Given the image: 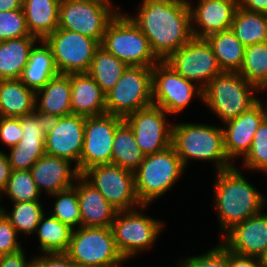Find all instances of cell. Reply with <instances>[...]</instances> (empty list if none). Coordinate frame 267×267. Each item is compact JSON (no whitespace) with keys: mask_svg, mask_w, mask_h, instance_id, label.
I'll return each instance as SVG.
<instances>
[{"mask_svg":"<svg viewBox=\"0 0 267 267\" xmlns=\"http://www.w3.org/2000/svg\"><path fill=\"white\" fill-rule=\"evenodd\" d=\"M139 13L129 16L148 38L154 54L165 60L193 38L187 0H142Z\"/></svg>","mask_w":267,"mask_h":267,"instance_id":"cell-1","label":"cell"},{"mask_svg":"<svg viewBox=\"0 0 267 267\" xmlns=\"http://www.w3.org/2000/svg\"><path fill=\"white\" fill-rule=\"evenodd\" d=\"M214 191V205L222 235L234 225L261 213L267 204L265 196L246 180L236 166L217 171Z\"/></svg>","mask_w":267,"mask_h":267,"instance_id":"cell-2","label":"cell"},{"mask_svg":"<svg viewBox=\"0 0 267 267\" xmlns=\"http://www.w3.org/2000/svg\"><path fill=\"white\" fill-rule=\"evenodd\" d=\"M171 145L185 168L190 159L212 161L216 164V172L234 166L224 149L222 127L207 124L174 123Z\"/></svg>","mask_w":267,"mask_h":267,"instance_id":"cell-3","label":"cell"},{"mask_svg":"<svg viewBox=\"0 0 267 267\" xmlns=\"http://www.w3.org/2000/svg\"><path fill=\"white\" fill-rule=\"evenodd\" d=\"M258 90L238 72H222L202 89V100L224 123L255 106Z\"/></svg>","mask_w":267,"mask_h":267,"instance_id":"cell-4","label":"cell"},{"mask_svg":"<svg viewBox=\"0 0 267 267\" xmlns=\"http://www.w3.org/2000/svg\"><path fill=\"white\" fill-rule=\"evenodd\" d=\"M184 170L186 168L172 145L145 156L134 171L135 190L140 203L149 205L164 195L180 179Z\"/></svg>","mask_w":267,"mask_h":267,"instance_id":"cell-5","label":"cell"},{"mask_svg":"<svg viewBox=\"0 0 267 267\" xmlns=\"http://www.w3.org/2000/svg\"><path fill=\"white\" fill-rule=\"evenodd\" d=\"M100 45L128 66L153 67L160 61L148 38L126 13L120 11L109 22Z\"/></svg>","mask_w":267,"mask_h":267,"instance_id":"cell-6","label":"cell"},{"mask_svg":"<svg viewBox=\"0 0 267 267\" xmlns=\"http://www.w3.org/2000/svg\"><path fill=\"white\" fill-rule=\"evenodd\" d=\"M66 254L76 266L122 267L126 261L116 247L111 227L73 229Z\"/></svg>","mask_w":267,"mask_h":267,"instance_id":"cell-7","label":"cell"},{"mask_svg":"<svg viewBox=\"0 0 267 267\" xmlns=\"http://www.w3.org/2000/svg\"><path fill=\"white\" fill-rule=\"evenodd\" d=\"M105 104L107 114L122 118L152 105V67L128 66L105 93Z\"/></svg>","mask_w":267,"mask_h":267,"instance_id":"cell-8","label":"cell"},{"mask_svg":"<svg viewBox=\"0 0 267 267\" xmlns=\"http://www.w3.org/2000/svg\"><path fill=\"white\" fill-rule=\"evenodd\" d=\"M147 206L141 205L140 212L135 208L118 211L112 222L111 229L116 247L126 261L144 249H150L164 228L160 220L145 216L141 212Z\"/></svg>","mask_w":267,"mask_h":267,"instance_id":"cell-9","label":"cell"},{"mask_svg":"<svg viewBox=\"0 0 267 267\" xmlns=\"http://www.w3.org/2000/svg\"><path fill=\"white\" fill-rule=\"evenodd\" d=\"M117 13L110 0H61L58 28L89 36L101 44Z\"/></svg>","mask_w":267,"mask_h":267,"instance_id":"cell-10","label":"cell"},{"mask_svg":"<svg viewBox=\"0 0 267 267\" xmlns=\"http://www.w3.org/2000/svg\"><path fill=\"white\" fill-rule=\"evenodd\" d=\"M44 41L51 48L59 74L87 73L100 43L83 34L57 28Z\"/></svg>","mask_w":267,"mask_h":267,"instance_id":"cell-11","label":"cell"},{"mask_svg":"<svg viewBox=\"0 0 267 267\" xmlns=\"http://www.w3.org/2000/svg\"><path fill=\"white\" fill-rule=\"evenodd\" d=\"M185 79L164 60L152 67L153 104L163 108L168 114L181 113L193 96L202 99L201 87Z\"/></svg>","mask_w":267,"mask_h":267,"instance_id":"cell-12","label":"cell"},{"mask_svg":"<svg viewBox=\"0 0 267 267\" xmlns=\"http://www.w3.org/2000/svg\"><path fill=\"white\" fill-rule=\"evenodd\" d=\"M82 176L100 191L117 211L140 209L142 204L136 194L134 172L111 163L93 166Z\"/></svg>","mask_w":267,"mask_h":267,"instance_id":"cell-13","label":"cell"},{"mask_svg":"<svg viewBox=\"0 0 267 267\" xmlns=\"http://www.w3.org/2000/svg\"><path fill=\"white\" fill-rule=\"evenodd\" d=\"M178 74L202 89L222 73L211 45L206 39L192 38L165 60ZM201 82V83H200Z\"/></svg>","mask_w":267,"mask_h":267,"instance_id":"cell-14","label":"cell"},{"mask_svg":"<svg viewBox=\"0 0 267 267\" xmlns=\"http://www.w3.org/2000/svg\"><path fill=\"white\" fill-rule=\"evenodd\" d=\"M124 118L103 114L85 117L84 142L79 160V174L87 169L112 163V144L117 127Z\"/></svg>","mask_w":267,"mask_h":267,"instance_id":"cell-15","label":"cell"},{"mask_svg":"<svg viewBox=\"0 0 267 267\" xmlns=\"http://www.w3.org/2000/svg\"><path fill=\"white\" fill-rule=\"evenodd\" d=\"M166 115L167 112L163 108L152 104L124 118L145 156L171 146L173 123L166 122Z\"/></svg>","mask_w":267,"mask_h":267,"instance_id":"cell-16","label":"cell"},{"mask_svg":"<svg viewBox=\"0 0 267 267\" xmlns=\"http://www.w3.org/2000/svg\"><path fill=\"white\" fill-rule=\"evenodd\" d=\"M85 117L70 114L49 119L45 138V153L75 162L79 172V160L84 142Z\"/></svg>","mask_w":267,"mask_h":267,"instance_id":"cell-17","label":"cell"},{"mask_svg":"<svg viewBox=\"0 0 267 267\" xmlns=\"http://www.w3.org/2000/svg\"><path fill=\"white\" fill-rule=\"evenodd\" d=\"M224 234L221 243L231 252L261 258L267 250V214L249 217Z\"/></svg>","mask_w":267,"mask_h":267,"instance_id":"cell-18","label":"cell"},{"mask_svg":"<svg viewBox=\"0 0 267 267\" xmlns=\"http://www.w3.org/2000/svg\"><path fill=\"white\" fill-rule=\"evenodd\" d=\"M188 3L192 34L198 39H206L209 35L230 29L238 8L237 0H199L194 8L191 2Z\"/></svg>","mask_w":267,"mask_h":267,"instance_id":"cell-19","label":"cell"},{"mask_svg":"<svg viewBox=\"0 0 267 267\" xmlns=\"http://www.w3.org/2000/svg\"><path fill=\"white\" fill-rule=\"evenodd\" d=\"M265 119L263 103L259 101L255 106L243 112L237 118L224 122V149L231 161L237 157H245L250 151L254 134Z\"/></svg>","mask_w":267,"mask_h":267,"instance_id":"cell-20","label":"cell"},{"mask_svg":"<svg viewBox=\"0 0 267 267\" xmlns=\"http://www.w3.org/2000/svg\"><path fill=\"white\" fill-rule=\"evenodd\" d=\"M72 163L65 158L43 155L30 168L36 186L41 193L43 189L49 195L73 187V182L80 175L77 168H70Z\"/></svg>","mask_w":267,"mask_h":267,"instance_id":"cell-21","label":"cell"},{"mask_svg":"<svg viewBox=\"0 0 267 267\" xmlns=\"http://www.w3.org/2000/svg\"><path fill=\"white\" fill-rule=\"evenodd\" d=\"M75 182L73 187L77 190L82 226L111 227L118 211L81 174Z\"/></svg>","mask_w":267,"mask_h":267,"instance_id":"cell-22","label":"cell"},{"mask_svg":"<svg viewBox=\"0 0 267 267\" xmlns=\"http://www.w3.org/2000/svg\"><path fill=\"white\" fill-rule=\"evenodd\" d=\"M72 114L92 117L106 114L105 93L88 73H72Z\"/></svg>","mask_w":267,"mask_h":267,"instance_id":"cell-23","label":"cell"},{"mask_svg":"<svg viewBox=\"0 0 267 267\" xmlns=\"http://www.w3.org/2000/svg\"><path fill=\"white\" fill-rule=\"evenodd\" d=\"M35 111L46 119L72 114L70 76L58 74L35 92ZM39 95L41 98H39ZM38 100L40 102H38ZM39 103V104H38ZM38 105V106H37Z\"/></svg>","mask_w":267,"mask_h":267,"instance_id":"cell-24","label":"cell"},{"mask_svg":"<svg viewBox=\"0 0 267 267\" xmlns=\"http://www.w3.org/2000/svg\"><path fill=\"white\" fill-rule=\"evenodd\" d=\"M61 0H23L22 9L30 35L44 40L58 28Z\"/></svg>","mask_w":267,"mask_h":267,"instance_id":"cell-25","label":"cell"},{"mask_svg":"<svg viewBox=\"0 0 267 267\" xmlns=\"http://www.w3.org/2000/svg\"><path fill=\"white\" fill-rule=\"evenodd\" d=\"M38 40L35 36H23L0 41V80L20 79Z\"/></svg>","mask_w":267,"mask_h":267,"instance_id":"cell-26","label":"cell"},{"mask_svg":"<svg viewBox=\"0 0 267 267\" xmlns=\"http://www.w3.org/2000/svg\"><path fill=\"white\" fill-rule=\"evenodd\" d=\"M35 91L20 79L0 80V116L23 117L35 112Z\"/></svg>","mask_w":267,"mask_h":267,"instance_id":"cell-27","label":"cell"},{"mask_svg":"<svg viewBox=\"0 0 267 267\" xmlns=\"http://www.w3.org/2000/svg\"><path fill=\"white\" fill-rule=\"evenodd\" d=\"M40 45L31 49L29 60L23 69L20 80L35 92L43 88L51 78L57 76L59 72L54 63L51 48L44 40H39Z\"/></svg>","mask_w":267,"mask_h":267,"instance_id":"cell-28","label":"cell"},{"mask_svg":"<svg viewBox=\"0 0 267 267\" xmlns=\"http://www.w3.org/2000/svg\"><path fill=\"white\" fill-rule=\"evenodd\" d=\"M206 40L211 45L222 72H239L246 47L231 29L209 35Z\"/></svg>","mask_w":267,"mask_h":267,"instance_id":"cell-29","label":"cell"},{"mask_svg":"<svg viewBox=\"0 0 267 267\" xmlns=\"http://www.w3.org/2000/svg\"><path fill=\"white\" fill-rule=\"evenodd\" d=\"M112 164L134 172L144 160L130 126L123 121L116 129L112 144Z\"/></svg>","mask_w":267,"mask_h":267,"instance_id":"cell-30","label":"cell"},{"mask_svg":"<svg viewBox=\"0 0 267 267\" xmlns=\"http://www.w3.org/2000/svg\"><path fill=\"white\" fill-rule=\"evenodd\" d=\"M231 31L246 47L267 41V15L265 13L237 8Z\"/></svg>","mask_w":267,"mask_h":267,"instance_id":"cell-31","label":"cell"},{"mask_svg":"<svg viewBox=\"0 0 267 267\" xmlns=\"http://www.w3.org/2000/svg\"><path fill=\"white\" fill-rule=\"evenodd\" d=\"M128 65L110 54L101 45L96 49L87 73L107 93L114 87Z\"/></svg>","mask_w":267,"mask_h":267,"instance_id":"cell-32","label":"cell"},{"mask_svg":"<svg viewBox=\"0 0 267 267\" xmlns=\"http://www.w3.org/2000/svg\"><path fill=\"white\" fill-rule=\"evenodd\" d=\"M72 230L51 215L44 214L37 225L35 233L39 237V251L44 253H66L70 245Z\"/></svg>","mask_w":267,"mask_h":267,"instance_id":"cell-33","label":"cell"},{"mask_svg":"<svg viewBox=\"0 0 267 267\" xmlns=\"http://www.w3.org/2000/svg\"><path fill=\"white\" fill-rule=\"evenodd\" d=\"M238 73L260 91L267 86V41L246 46Z\"/></svg>","mask_w":267,"mask_h":267,"instance_id":"cell-34","label":"cell"},{"mask_svg":"<svg viewBox=\"0 0 267 267\" xmlns=\"http://www.w3.org/2000/svg\"><path fill=\"white\" fill-rule=\"evenodd\" d=\"M45 138L22 137L9 152L11 170H30L45 155Z\"/></svg>","mask_w":267,"mask_h":267,"instance_id":"cell-35","label":"cell"},{"mask_svg":"<svg viewBox=\"0 0 267 267\" xmlns=\"http://www.w3.org/2000/svg\"><path fill=\"white\" fill-rule=\"evenodd\" d=\"M12 212L3 213L11 221L12 226L19 232L29 235L36 231L42 216L45 214L40 201L16 202L13 203Z\"/></svg>","mask_w":267,"mask_h":267,"instance_id":"cell-36","label":"cell"},{"mask_svg":"<svg viewBox=\"0 0 267 267\" xmlns=\"http://www.w3.org/2000/svg\"><path fill=\"white\" fill-rule=\"evenodd\" d=\"M2 193H5L12 203L40 201L41 196L30 170H12Z\"/></svg>","mask_w":267,"mask_h":267,"instance_id":"cell-37","label":"cell"},{"mask_svg":"<svg viewBox=\"0 0 267 267\" xmlns=\"http://www.w3.org/2000/svg\"><path fill=\"white\" fill-rule=\"evenodd\" d=\"M56 198L52 217L67 224L71 229L82 226L77 190L74 187L51 194Z\"/></svg>","mask_w":267,"mask_h":267,"instance_id":"cell-38","label":"cell"},{"mask_svg":"<svg viewBox=\"0 0 267 267\" xmlns=\"http://www.w3.org/2000/svg\"><path fill=\"white\" fill-rule=\"evenodd\" d=\"M243 165L249 170L267 173V119L265 118L254 134L250 151L243 158Z\"/></svg>","mask_w":267,"mask_h":267,"instance_id":"cell-39","label":"cell"},{"mask_svg":"<svg viewBox=\"0 0 267 267\" xmlns=\"http://www.w3.org/2000/svg\"><path fill=\"white\" fill-rule=\"evenodd\" d=\"M30 35L23 9L0 12V41Z\"/></svg>","mask_w":267,"mask_h":267,"instance_id":"cell-40","label":"cell"},{"mask_svg":"<svg viewBox=\"0 0 267 267\" xmlns=\"http://www.w3.org/2000/svg\"><path fill=\"white\" fill-rule=\"evenodd\" d=\"M179 267H227V248L220 243L207 253L180 261Z\"/></svg>","mask_w":267,"mask_h":267,"instance_id":"cell-41","label":"cell"},{"mask_svg":"<svg viewBox=\"0 0 267 267\" xmlns=\"http://www.w3.org/2000/svg\"><path fill=\"white\" fill-rule=\"evenodd\" d=\"M17 237H19L18 233L11 221L3 212L0 213V256L23 249Z\"/></svg>","mask_w":267,"mask_h":267,"instance_id":"cell-42","label":"cell"},{"mask_svg":"<svg viewBox=\"0 0 267 267\" xmlns=\"http://www.w3.org/2000/svg\"><path fill=\"white\" fill-rule=\"evenodd\" d=\"M49 119L36 111L32 114L20 117V124L23 130L22 137L46 138Z\"/></svg>","mask_w":267,"mask_h":267,"instance_id":"cell-43","label":"cell"},{"mask_svg":"<svg viewBox=\"0 0 267 267\" xmlns=\"http://www.w3.org/2000/svg\"><path fill=\"white\" fill-rule=\"evenodd\" d=\"M22 132L20 117L0 116V140L8 148L15 146L21 140Z\"/></svg>","mask_w":267,"mask_h":267,"instance_id":"cell-44","label":"cell"},{"mask_svg":"<svg viewBox=\"0 0 267 267\" xmlns=\"http://www.w3.org/2000/svg\"><path fill=\"white\" fill-rule=\"evenodd\" d=\"M31 261V267H76L66 253H45Z\"/></svg>","mask_w":267,"mask_h":267,"instance_id":"cell-45","label":"cell"},{"mask_svg":"<svg viewBox=\"0 0 267 267\" xmlns=\"http://www.w3.org/2000/svg\"><path fill=\"white\" fill-rule=\"evenodd\" d=\"M227 267H263L261 258L240 255L227 249Z\"/></svg>","mask_w":267,"mask_h":267,"instance_id":"cell-46","label":"cell"},{"mask_svg":"<svg viewBox=\"0 0 267 267\" xmlns=\"http://www.w3.org/2000/svg\"><path fill=\"white\" fill-rule=\"evenodd\" d=\"M24 250L0 256V267H31L32 261H26Z\"/></svg>","mask_w":267,"mask_h":267,"instance_id":"cell-47","label":"cell"},{"mask_svg":"<svg viewBox=\"0 0 267 267\" xmlns=\"http://www.w3.org/2000/svg\"><path fill=\"white\" fill-rule=\"evenodd\" d=\"M8 155L0 150V191L3 192L7 186L11 173Z\"/></svg>","mask_w":267,"mask_h":267,"instance_id":"cell-48","label":"cell"},{"mask_svg":"<svg viewBox=\"0 0 267 267\" xmlns=\"http://www.w3.org/2000/svg\"><path fill=\"white\" fill-rule=\"evenodd\" d=\"M238 7L267 15V0H237Z\"/></svg>","mask_w":267,"mask_h":267,"instance_id":"cell-49","label":"cell"},{"mask_svg":"<svg viewBox=\"0 0 267 267\" xmlns=\"http://www.w3.org/2000/svg\"><path fill=\"white\" fill-rule=\"evenodd\" d=\"M23 0H0V12L22 9Z\"/></svg>","mask_w":267,"mask_h":267,"instance_id":"cell-50","label":"cell"},{"mask_svg":"<svg viewBox=\"0 0 267 267\" xmlns=\"http://www.w3.org/2000/svg\"><path fill=\"white\" fill-rule=\"evenodd\" d=\"M261 262H262L263 267H267V250L265 254L261 257Z\"/></svg>","mask_w":267,"mask_h":267,"instance_id":"cell-51","label":"cell"},{"mask_svg":"<svg viewBox=\"0 0 267 267\" xmlns=\"http://www.w3.org/2000/svg\"><path fill=\"white\" fill-rule=\"evenodd\" d=\"M263 107L266 108L264 110H265V118L267 119V104L265 106L263 105Z\"/></svg>","mask_w":267,"mask_h":267,"instance_id":"cell-52","label":"cell"},{"mask_svg":"<svg viewBox=\"0 0 267 267\" xmlns=\"http://www.w3.org/2000/svg\"><path fill=\"white\" fill-rule=\"evenodd\" d=\"M0 195H1V191H0ZM0 198H1V196H0ZM3 207L1 208V206H0V213H2L3 212Z\"/></svg>","mask_w":267,"mask_h":267,"instance_id":"cell-53","label":"cell"}]
</instances>
